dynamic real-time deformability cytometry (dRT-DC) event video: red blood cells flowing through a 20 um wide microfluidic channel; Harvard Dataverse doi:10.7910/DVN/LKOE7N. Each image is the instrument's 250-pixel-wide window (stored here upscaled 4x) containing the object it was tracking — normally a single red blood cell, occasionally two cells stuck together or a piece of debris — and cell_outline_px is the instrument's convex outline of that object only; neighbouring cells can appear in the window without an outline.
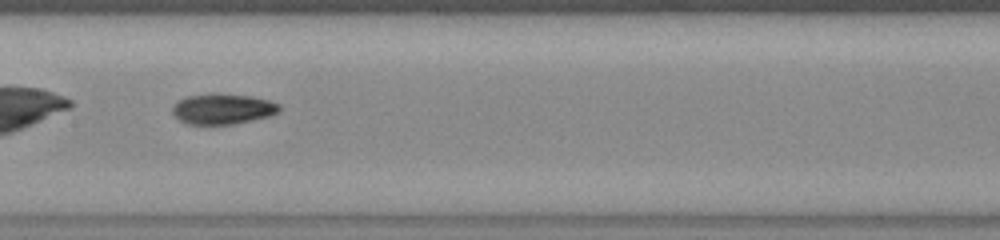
{"species": "common noctule bat (a hibernating species)", "species_latin": "Nyctalus noctula", "temperature_condition": "warm", "stored_images_in_passage": 36, "camera_frame_rate_fps": 3000, "um_per_image_px": 0.085, "animal": {"sex": "female", "body_mass_g": 23.0, "forearm_length_mm": 53.4}, "frame": {"image": 1, "passage_image": 11, "time_ms": 3.333, "image_size_px": [1000, 240], "cell_outline_px": [[280, 112], [268, 116], [232, 124], [188, 124], [180, 120], [172, 112], [172, 108], [180, 100], [188, 96], [252, 96], [268, 100], [280, 104]], "centroid_in_image_um": [18.97, 9.3], "position_along_channel_um": 188.4, "area_um2": 18.03}, "authors_computed_cell_mechanics": {"area_um2": 18.4093, "velocity_mm_per_s": 3.9162, "shape_relaxation_time_tau1_ms": 4.5391, "shape_relaxation_time_tau2_ms": 2.112, "deformation_change_tau1": 0.1746, "deformation_change_tau2": 0.0719}}